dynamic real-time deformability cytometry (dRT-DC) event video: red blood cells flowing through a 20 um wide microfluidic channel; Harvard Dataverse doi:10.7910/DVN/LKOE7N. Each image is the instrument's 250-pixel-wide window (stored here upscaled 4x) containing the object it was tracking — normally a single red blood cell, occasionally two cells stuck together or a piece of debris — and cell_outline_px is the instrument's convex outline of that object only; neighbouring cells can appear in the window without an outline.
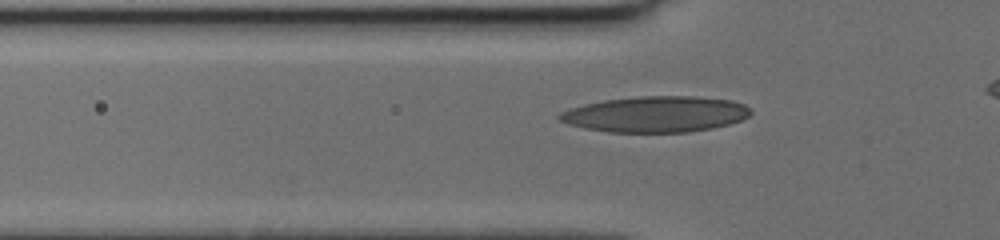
{"species": "human", "species_latin": "Homo sapiens", "temperature_condition": "cold", "stored_images_in_passage": 38, "camera_frame_rate_fps": 3000, "um_per_image_px": 0.085, "donor": {"sex": "female"}, "frame": {"image": 1, "passage_image": 10, "time_ms": 3.0, "image_size_px": [1000, 240], "cell_outline_px": [[752, 112], [748, 116], [740, 120], [728, 124], [712, 128], [688, 132], [608, 132], [584, 128], [568, 124], [560, 120], [556, 116], [560, 112], [568, 108], [584, 104], [604, 100], [640, 96], [696, 96], [732, 100], [744, 104]], "centroid_in_image_um": [55.7, 9.7], "position_along_channel_um": 70.1, "area_um2": 40.11}}
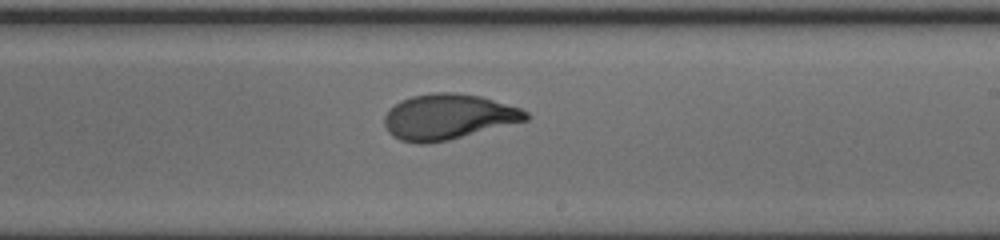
{"frame": {"image": 2, "passage_image": 23, "time_ms": 7.333, "image_size_px": [1000, 240], "cell_outline_px": [[532, 116], [528, 120], [448, 140], [428, 144], [416, 144], [400, 140], [392, 136], [388, 132], [384, 124], [384, 116], [400, 100], [412, 96], [432, 92], [452, 92], [480, 96], [520, 108], [528, 112]], "centroid_in_image_um": [38.09, 9.94], "position_along_channel_um": 250.9, "area_um2": 37.51}}
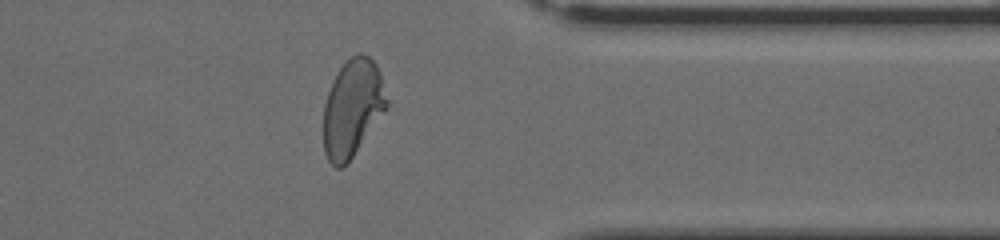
{"frame": {"image": 3, "passage_image": 33, "time_ms": 10.667, "image_size_px": [1000, 240], "cell_outline_px": [[388, 108], [352, 156], [340, 168], [336, 168], [328, 160], [324, 152], [324, 104], [328, 92], [340, 68], [356, 52], [360, 52], [368, 56], [376, 64], [380, 72], [388, 100]], "centroid_in_image_um": [29.98, 9.17], "position_along_channel_um": 381.4, "area_um2": 35.49}}